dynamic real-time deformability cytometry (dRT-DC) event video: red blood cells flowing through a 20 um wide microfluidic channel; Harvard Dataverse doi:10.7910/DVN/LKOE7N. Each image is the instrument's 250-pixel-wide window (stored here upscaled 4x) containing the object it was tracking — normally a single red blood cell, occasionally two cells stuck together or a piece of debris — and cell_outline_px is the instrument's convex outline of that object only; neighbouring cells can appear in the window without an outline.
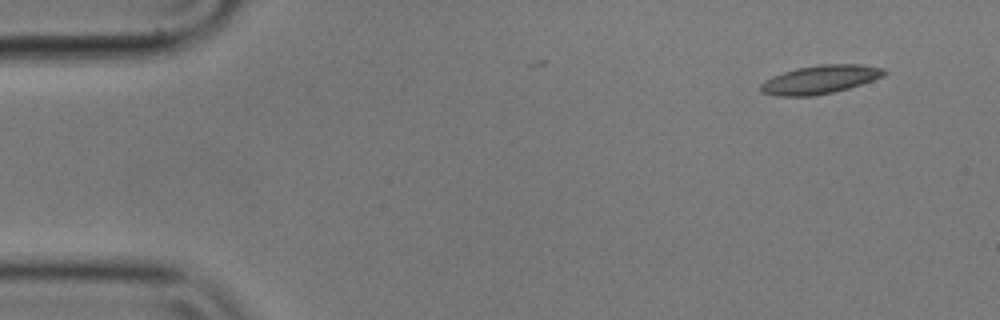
{"species": "common noctule bat (a hibernating species)", "species_latin": "Nyctalus noctula", "temperature_condition": "cold", "stored_images_in_passage": 5, "camera_frame_rate_fps": 3000, "um_per_image_px": 0.085, "animal": {"sex": "male", "body_mass_g": 17.9}, "frame": {"image": 1, "passage_image": 1, "time_ms": 0.0, "image_size_px": [1000, 320], "cell_outline_px": [[888, 72], [884, 76], [848, 88], [832, 92], [812, 96], [776, 96], [760, 92], [760, 84], [764, 80], [772, 76], [796, 68], [820, 64], [860, 64], [884, 68]], "centroid_in_image_um": [69.68, 6.75], "position_along_channel_um": 15.3, "area_um2": 20.52}}